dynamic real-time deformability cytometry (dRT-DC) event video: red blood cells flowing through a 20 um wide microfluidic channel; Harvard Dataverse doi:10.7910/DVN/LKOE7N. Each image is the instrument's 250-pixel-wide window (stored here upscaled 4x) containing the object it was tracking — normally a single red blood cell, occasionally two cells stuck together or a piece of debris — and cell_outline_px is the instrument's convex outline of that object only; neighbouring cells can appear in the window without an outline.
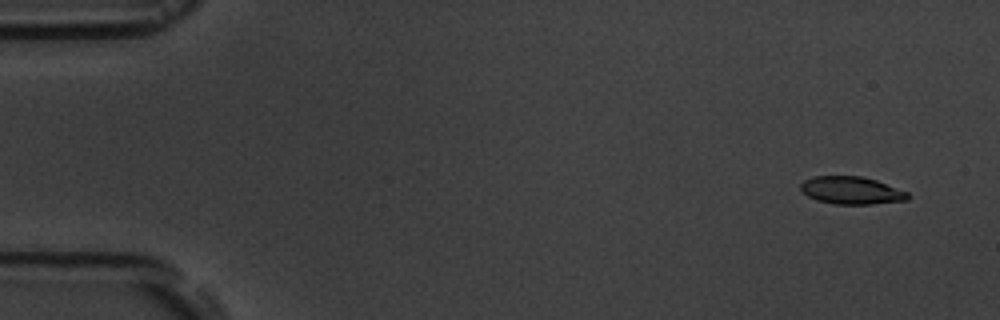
{"species": "common noctule bat (a hibernating species)", "species_latin": "Nyctalus noctula", "temperature_condition": "room temperature", "stored_images_in_passage": 4, "camera_frame_rate_fps": 3000, "um_per_image_px": 0.085, "animal": {"sex": "male", "body_mass_g": 19.5, "forearm_length_mm": 54.6}, "frame": {"image": 1, "passage_image": 1, "time_ms": 0.0, "image_size_px": [1000, 320], "cell_outline_px": [[908, 200], [872, 204], [832, 204], [816, 200], [808, 196], [800, 188], [800, 184], [804, 180], [816, 176], [860, 176], [876, 180], [908, 192]], "centroid_in_image_um": [72.36, 16.19], "position_along_channel_um": 12.6, "area_um2": 17.17}}